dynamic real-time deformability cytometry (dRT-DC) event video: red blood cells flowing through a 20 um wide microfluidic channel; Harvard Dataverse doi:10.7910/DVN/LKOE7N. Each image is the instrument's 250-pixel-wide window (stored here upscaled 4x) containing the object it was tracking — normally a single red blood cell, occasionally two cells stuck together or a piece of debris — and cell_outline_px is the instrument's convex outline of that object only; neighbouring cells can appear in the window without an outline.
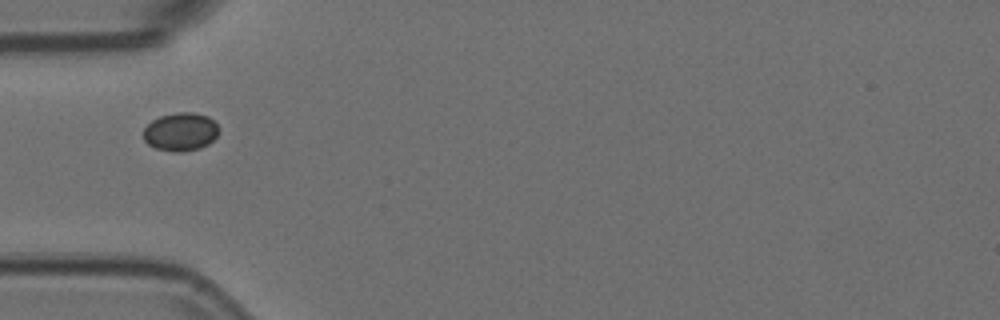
{"species": "Egyptian fruit bat (a non-hibernating species)", "species_latin": "Rousettus aegyptiacus", "temperature_condition": "room temperature", "stored_images_in_passage": 1, "camera_frame_rate_fps": 3000, "um_per_image_px": 0.085, "animal": {"sex": "female"}, "frame": {"image": 1, "passage_image": 1, "time_ms": 0.0, "image_size_px": [1000, 320], "cell_outline_px": [[220, 132], [208, 144], [200, 148], [180, 152], [176, 152], [156, 148], [148, 144], [144, 140], [144, 128], [152, 120], [160, 116], [176, 112], [192, 112], [208, 116], [220, 128]], "centroid_in_image_um": [15.36, 11.19], "position_along_channel_um": 69.6, "area_um2": 16.82}}